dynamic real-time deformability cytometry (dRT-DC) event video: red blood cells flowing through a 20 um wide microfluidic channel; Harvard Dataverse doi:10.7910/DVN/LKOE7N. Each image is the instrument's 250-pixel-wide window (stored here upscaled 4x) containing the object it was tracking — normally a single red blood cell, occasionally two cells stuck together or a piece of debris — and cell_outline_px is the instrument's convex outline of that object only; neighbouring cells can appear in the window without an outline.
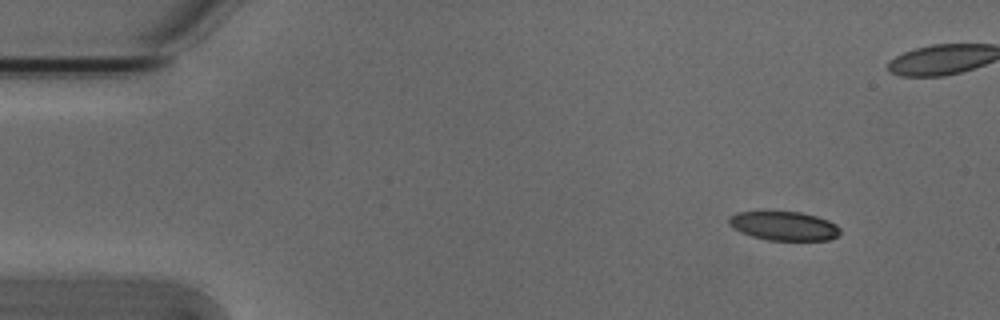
{"species": "Egyptian fruit bat (a non-hibernating species)", "species_latin": "Rousettus aegyptiacus", "temperature_condition": "cold", "stored_images_in_passage": 4, "camera_frame_rate_fps": 3000, "um_per_image_px": 0.085, "animal": {"sex": "male"}, "frame": {"image": 1, "passage_image": 1, "time_ms": 0.0, "image_size_px": [1000, 320], "cell_outline_px": [[840, 232], [836, 236], [828, 240], [768, 240], [752, 236], [740, 232], [732, 228], [728, 224], [728, 216], [736, 212], [800, 212], [816, 216], [828, 220], [836, 224], [840, 228]], "centroid_in_image_um": [66.6, 19.2], "position_along_channel_um": 18.4, "area_um2": 18.79}}